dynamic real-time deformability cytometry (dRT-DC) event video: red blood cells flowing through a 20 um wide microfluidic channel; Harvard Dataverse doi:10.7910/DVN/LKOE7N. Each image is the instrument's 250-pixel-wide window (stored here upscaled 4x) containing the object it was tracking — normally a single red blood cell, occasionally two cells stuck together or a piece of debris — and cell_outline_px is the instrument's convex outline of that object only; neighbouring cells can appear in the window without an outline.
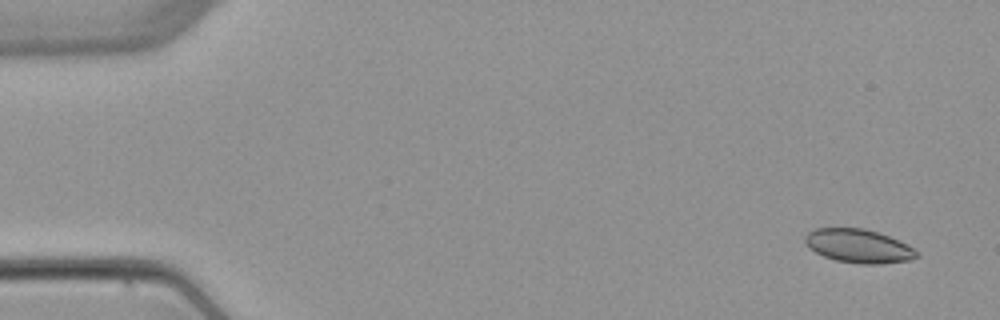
{"species": "common noctule bat (a hibernating species)", "species_latin": "Nyctalus noctula", "temperature_condition": "warm", "stored_images_in_passage": 5, "segment_of_instrument_passage": [1, 2], "camera_frame_rate_fps": 3000, "um_per_image_px": 0.085, "animal": {"sex": "female", "body_mass_g": 22.7, "forearm_length_mm": 54.2}, "frame": {"image": 1, "passage_image": 1, "time_ms": 0.0, "image_size_px": [1000, 320], "cell_outline_px": [[920, 256], [912, 260], [880, 264], [864, 264], [836, 260], [824, 256], [816, 252], [804, 240], [804, 236], [808, 232], [816, 228], [864, 228], [880, 232], [900, 240], [912, 248]], "centroid_in_image_um": [73.02, 20.9], "position_along_channel_um": 12.0, "area_um2": 21.85}}
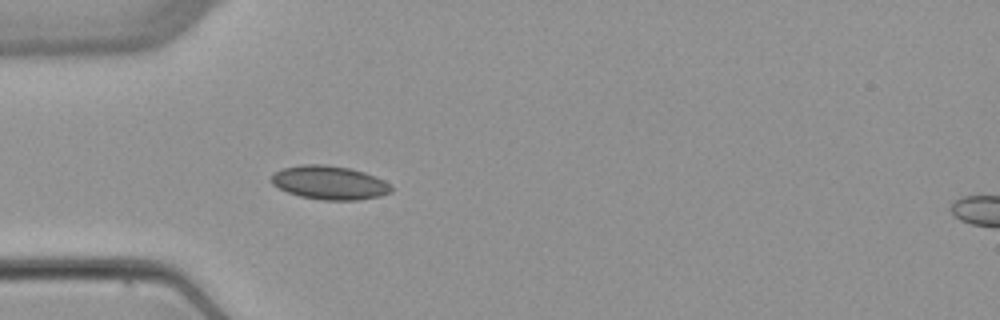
{"frame": {"image": 2, "passage_image": 4, "time_ms": 4.333, "image_size_px": [1000, 320], "cell_outline_px": [[392, 192], [380, 196], [356, 200], [324, 200], [300, 196], [288, 192], [272, 184], [268, 180], [276, 172], [284, 168], [300, 164], [324, 164], [352, 168], [376, 176], [384, 180], [392, 188]], "centroid_in_image_um": [28.01, 15.52], "position_along_channel_um": 57.0, "area_um2": 23.58}}